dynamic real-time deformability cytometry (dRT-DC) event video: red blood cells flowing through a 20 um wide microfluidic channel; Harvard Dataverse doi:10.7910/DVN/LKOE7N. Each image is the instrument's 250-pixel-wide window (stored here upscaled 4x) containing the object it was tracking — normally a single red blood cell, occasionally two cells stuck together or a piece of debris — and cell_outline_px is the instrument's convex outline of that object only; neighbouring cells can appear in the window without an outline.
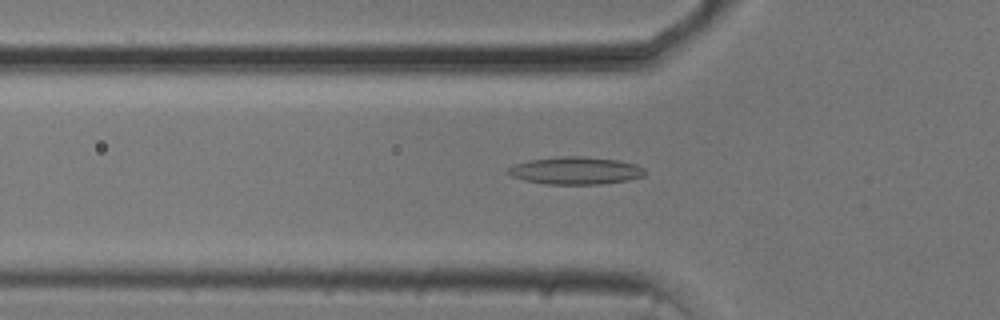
{"species": "common noctule bat (a hibernating species)", "species_latin": "Nyctalus noctula", "temperature_condition": "cold", "stored_images_in_passage": 54, "camera_frame_rate_fps": 3000, "um_per_image_px": 0.085, "animal": {"sex": "male", "body_mass_g": 20.5, "forearm_length_mm": 52.5}, "frame": {"image": 1, "passage_image": 18, "time_ms": 5.667, "image_size_px": [1000, 320], "cell_outline_px": [[648, 172], [644, 176], [628, 180], [600, 184], [544, 184], [524, 180], [512, 176], [508, 172], [508, 168], [512, 164], [532, 160], [556, 156], [580, 156], [620, 160], [636, 164], [644, 168]], "centroid_in_image_um": [48.96, 14.5], "position_along_channel_um": 76.8, "area_um2": 22.08}}
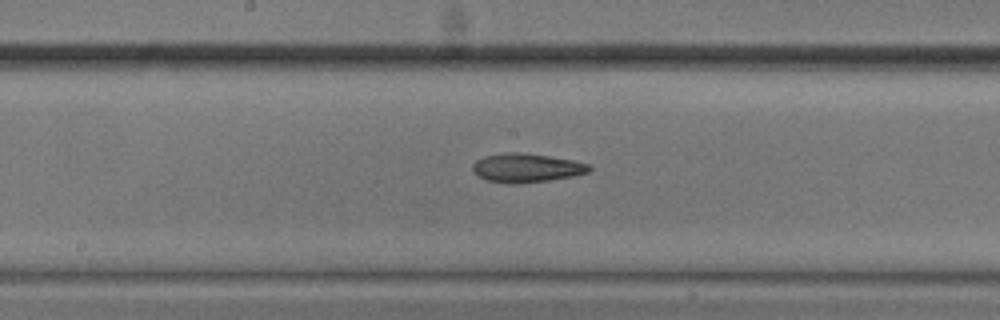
{"frame": {"image": 2, "passage_image": 28, "time_ms": 9.0, "image_size_px": [1000, 320], "cell_outline_px": [[592, 168], [588, 172], [572, 176], [548, 180], [512, 184], [488, 180], [472, 172], [472, 164], [476, 160], [484, 156], [508, 152], [516, 152], [548, 156], [572, 160], [588, 164]], "centroid_in_image_um": [44.72, 14.26], "position_along_channel_um": 203.5, "area_um2": 19.31}}
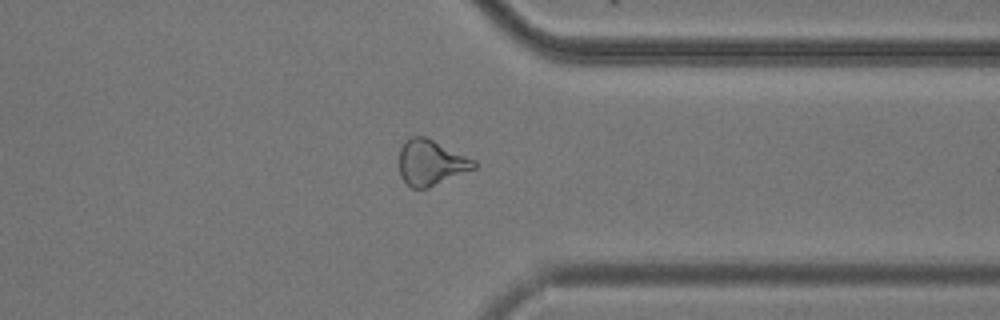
{"frame": {"image": 3, "passage_image": 42, "time_ms": 13.667, "image_size_px": [1000, 320], "cell_outline_px": [[476, 168], [428, 188], [412, 188], [400, 176], [400, 148], [404, 140], [408, 136], [424, 136], [476, 160]], "centroid_in_image_um": [36.62, 13.81], "position_along_channel_um": 374.8, "area_um2": 19.77}}